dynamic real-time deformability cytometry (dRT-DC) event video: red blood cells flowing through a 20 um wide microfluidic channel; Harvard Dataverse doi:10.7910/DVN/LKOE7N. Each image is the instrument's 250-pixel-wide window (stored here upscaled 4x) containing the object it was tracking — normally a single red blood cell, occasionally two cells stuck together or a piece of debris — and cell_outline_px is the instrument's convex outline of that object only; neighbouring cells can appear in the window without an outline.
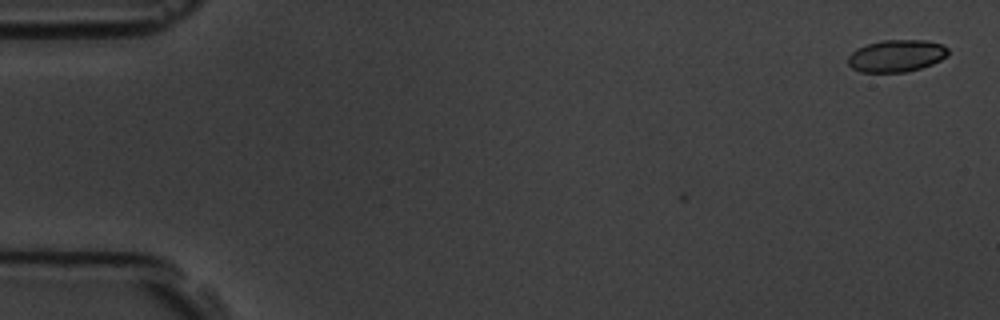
{"species": "common noctule bat (a hibernating species)", "species_latin": "Nyctalus noctula", "temperature_condition": "room temperature", "stored_images_in_passage": 3, "camera_frame_rate_fps": 3000, "um_per_image_px": 0.085, "animal": {"sex": "male", "body_mass_g": 19.5, "forearm_length_mm": 54.6}, "frame": {"image": 1, "passage_image": 1, "time_ms": 0.0, "image_size_px": [1000, 320], "cell_outline_px": [[948, 56], [932, 64], [908, 72], [860, 72], [852, 68], [848, 64], [848, 56], [852, 52], [868, 44], [884, 40], [928, 40], [940, 44], [948, 48]], "centroid_in_image_um": [76.21, 4.75], "position_along_channel_um": 8.8, "area_um2": 18.67}}